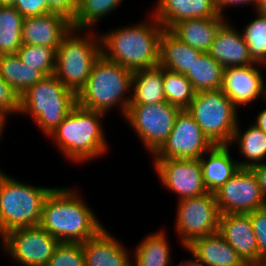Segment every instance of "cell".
I'll use <instances>...</instances> for the list:
<instances>
[{
  "label": "cell",
  "mask_w": 266,
  "mask_h": 266,
  "mask_svg": "<svg viewBox=\"0 0 266 266\" xmlns=\"http://www.w3.org/2000/svg\"><path fill=\"white\" fill-rule=\"evenodd\" d=\"M73 190L53 188L43 203L40 226L60 242L82 243L105 226Z\"/></svg>",
  "instance_id": "cell-1"
},
{
  "label": "cell",
  "mask_w": 266,
  "mask_h": 266,
  "mask_svg": "<svg viewBox=\"0 0 266 266\" xmlns=\"http://www.w3.org/2000/svg\"><path fill=\"white\" fill-rule=\"evenodd\" d=\"M151 15L152 19L149 17V21L113 29L100 35L101 54L132 72L158 66L160 38L164 27L152 13Z\"/></svg>",
  "instance_id": "cell-2"
},
{
  "label": "cell",
  "mask_w": 266,
  "mask_h": 266,
  "mask_svg": "<svg viewBox=\"0 0 266 266\" xmlns=\"http://www.w3.org/2000/svg\"><path fill=\"white\" fill-rule=\"evenodd\" d=\"M104 114L76 104L48 138L71 162L85 163L101 157L108 149L101 125Z\"/></svg>",
  "instance_id": "cell-3"
},
{
  "label": "cell",
  "mask_w": 266,
  "mask_h": 266,
  "mask_svg": "<svg viewBox=\"0 0 266 266\" xmlns=\"http://www.w3.org/2000/svg\"><path fill=\"white\" fill-rule=\"evenodd\" d=\"M132 77V71L101 54L93 64L86 85L76 95L77 104L105 114L120 106L121 114L125 117L132 98V91L129 90L132 89ZM126 93L129 95L126 96Z\"/></svg>",
  "instance_id": "cell-4"
},
{
  "label": "cell",
  "mask_w": 266,
  "mask_h": 266,
  "mask_svg": "<svg viewBox=\"0 0 266 266\" xmlns=\"http://www.w3.org/2000/svg\"><path fill=\"white\" fill-rule=\"evenodd\" d=\"M76 104V94L52 74L44 76L20 96L19 113L29 114L48 137Z\"/></svg>",
  "instance_id": "cell-5"
},
{
  "label": "cell",
  "mask_w": 266,
  "mask_h": 266,
  "mask_svg": "<svg viewBox=\"0 0 266 266\" xmlns=\"http://www.w3.org/2000/svg\"><path fill=\"white\" fill-rule=\"evenodd\" d=\"M53 188L32 186L0 174V237L17 228L38 226L45 198Z\"/></svg>",
  "instance_id": "cell-6"
},
{
  "label": "cell",
  "mask_w": 266,
  "mask_h": 266,
  "mask_svg": "<svg viewBox=\"0 0 266 266\" xmlns=\"http://www.w3.org/2000/svg\"><path fill=\"white\" fill-rule=\"evenodd\" d=\"M71 29L56 51L54 75L76 95L86 85L94 62L101 55L100 36L88 30L84 37Z\"/></svg>",
  "instance_id": "cell-7"
},
{
  "label": "cell",
  "mask_w": 266,
  "mask_h": 266,
  "mask_svg": "<svg viewBox=\"0 0 266 266\" xmlns=\"http://www.w3.org/2000/svg\"><path fill=\"white\" fill-rule=\"evenodd\" d=\"M238 108L221 89L197 92L186 109L213 145H230Z\"/></svg>",
  "instance_id": "cell-8"
},
{
  "label": "cell",
  "mask_w": 266,
  "mask_h": 266,
  "mask_svg": "<svg viewBox=\"0 0 266 266\" xmlns=\"http://www.w3.org/2000/svg\"><path fill=\"white\" fill-rule=\"evenodd\" d=\"M180 108L166 102L129 104L125 119L147 151L154 154L167 140Z\"/></svg>",
  "instance_id": "cell-9"
},
{
  "label": "cell",
  "mask_w": 266,
  "mask_h": 266,
  "mask_svg": "<svg viewBox=\"0 0 266 266\" xmlns=\"http://www.w3.org/2000/svg\"><path fill=\"white\" fill-rule=\"evenodd\" d=\"M177 205L175 228L184 248L195 238L218 232L221 213L214 193L184 198Z\"/></svg>",
  "instance_id": "cell-10"
},
{
  "label": "cell",
  "mask_w": 266,
  "mask_h": 266,
  "mask_svg": "<svg viewBox=\"0 0 266 266\" xmlns=\"http://www.w3.org/2000/svg\"><path fill=\"white\" fill-rule=\"evenodd\" d=\"M3 250L21 266H45L60 241L40 225L17 228L0 238Z\"/></svg>",
  "instance_id": "cell-11"
},
{
  "label": "cell",
  "mask_w": 266,
  "mask_h": 266,
  "mask_svg": "<svg viewBox=\"0 0 266 266\" xmlns=\"http://www.w3.org/2000/svg\"><path fill=\"white\" fill-rule=\"evenodd\" d=\"M213 146L192 115L183 109L178 113L167 140L152 157L153 160L199 159Z\"/></svg>",
  "instance_id": "cell-12"
},
{
  "label": "cell",
  "mask_w": 266,
  "mask_h": 266,
  "mask_svg": "<svg viewBox=\"0 0 266 266\" xmlns=\"http://www.w3.org/2000/svg\"><path fill=\"white\" fill-rule=\"evenodd\" d=\"M214 195L221 214H248L266 207L257 177L251 168H239Z\"/></svg>",
  "instance_id": "cell-13"
},
{
  "label": "cell",
  "mask_w": 266,
  "mask_h": 266,
  "mask_svg": "<svg viewBox=\"0 0 266 266\" xmlns=\"http://www.w3.org/2000/svg\"><path fill=\"white\" fill-rule=\"evenodd\" d=\"M154 169L165 189L176 193L178 200L207 193L199 159L154 160Z\"/></svg>",
  "instance_id": "cell-14"
},
{
  "label": "cell",
  "mask_w": 266,
  "mask_h": 266,
  "mask_svg": "<svg viewBox=\"0 0 266 266\" xmlns=\"http://www.w3.org/2000/svg\"><path fill=\"white\" fill-rule=\"evenodd\" d=\"M262 65L257 63L224 68L221 90L237 108L240 105L247 106L258 97L266 101V83L260 72Z\"/></svg>",
  "instance_id": "cell-15"
},
{
  "label": "cell",
  "mask_w": 266,
  "mask_h": 266,
  "mask_svg": "<svg viewBox=\"0 0 266 266\" xmlns=\"http://www.w3.org/2000/svg\"><path fill=\"white\" fill-rule=\"evenodd\" d=\"M71 29V20L59 13L24 17L22 44L47 46L57 51L62 39Z\"/></svg>",
  "instance_id": "cell-16"
},
{
  "label": "cell",
  "mask_w": 266,
  "mask_h": 266,
  "mask_svg": "<svg viewBox=\"0 0 266 266\" xmlns=\"http://www.w3.org/2000/svg\"><path fill=\"white\" fill-rule=\"evenodd\" d=\"M218 233L246 263L259 262L258 242L249 214H221Z\"/></svg>",
  "instance_id": "cell-17"
},
{
  "label": "cell",
  "mask_w": 266,
  "mask_h": 266,
  "mask_svg": "<svg viewBox=\"0 0 266 266\" xmlns=\"http://www.w3.org/2000/svg\"><path fill=\"white\" fill-rule=\"evenodd\" d=\"M152 14L165 30L184 19L226 18L219 14L215 0H158Z\"/></svg>",
  "instance_id": "cell-18"
},
{
  "label": "cell",
  "mask_w": 266,
  "mask_h": 266,
  "mask_svg": "<svg viewBox=\"0 0 266 266\" xmlns=\"http://www.w3.org/2000/svg\"><path fill=\"white\" fill-rule=\"evenodd\" d=\"M207 53L224 68L257 64L250 57L242 33L227 21L218 29Z\"/></svg>",
  "instance_id": "cell-19"
},
{
  "label": "cell",
  "mask_w": 266,
  "mask_h": 266,
  "mask_svg": "<svg viewBox=\"0 0 266 266\" xmlns=\"http://www.w3.org/2000/svg\"><path fill=\"white\" fill-rule=\"evenodd\" d=\"M122 244L104 227L95 237L82 242L85 266H131L130 253Z\"/></svg>",
  "instance_id": "cell-20"
},
{
  "label": "cell",
  "mask_w": 266,
  "mask_h": 266,
  "mask_svg": "<svg viewBox=\"0 0 266 266\" xmlns=\"http://www.w3.org/2000/svg\"><path fill=\"white\" fill-rule=\"evenodd\" d=\"M204 266H246L236 250L217 232L195 238L185 247Z\"/></svg>",
  "instance_id": "cell-21"
},
{
  "label": "cell",
  "mask_w": 266,
  "mask_h": 266,
  "mask_svg": "<svg viewBox=\"0 0 266 266\" xmlns=\"http://www.w3.org/2000/svg\"><path fill=\"white\" fill-rule=\"evenodd\" d=\"M229 146L231 145H214L199 158L204 184L208 192L217 191L240 168L238 162L231 158Z\"/></svg>",
  "instance_id": "cell-22"
},
{
  "label": "cell",
  "mask_w": 266,
  "mask_h": 266,
  "mask_svg": "<svg viewBox=\"0 0 266 266\" xmlns=\"http://www.w3.org/2000/svg\"><path fill=\"white\" fill-rule=\"evenodd\" d=\"M226 18L184 19L174 24L169 31L192 48L208 52L218 29Z\"/></svg>",
  "instance_id": "cell-23"
},
{
  "label": "cell",
  "mask_w": 266,
  "mask_h": 266,
  "mask_svg": "<svg viewBox=\"0 0 266 266\" xmlns=\"http://www.w3.org/2000/svg\"><path fill=\"white\" fill-rule=\"evenodd\" d=\"M202 53L180 41L169 30L164 29L161 34L159 65L165 69L186 75Z\"/></svg>",
  "instance_id": "cell-24"
},
{
  "label": "cell",
  "mask_w": 266,
  "mask_h": 266,
  "mask_svg": "<svg viewBox=\"0 0 266 266\" xmlns=\"http://www.w3.org/2000/svg\"><path fill=\"white\" fill-rule=\"evenodd\" d=\"M130 104H156L166 102L163 88V67L141 69L133 72Z\"/></svg>",
  "instance_id": "cell-25"
},
{
  "label": "cell",
  "mask_w": 266,
  "mask_h": 266,
  "mask_svg": "<svg viewBox=\"0 0 266 266\" xmlns=\"http://www.w3.org/2000/svg\"><path fill=\"white\" fill-rule=\"evenodd\" d=\"M239 121L230 144H238V152L246 159L242 162L237 161L240 168H251L266 159V134L254 124L245 132L241 131Z\"/></svg>",
  "instance_id": "cell-26"
},
{
  "label": "cell",
  "mask_w": 266,
  "mask_h": 266,
  "mask_svg": "<svg viewBox=\"0 0 266 266\" xmlns=\"http://www.w3.org/2000/svg\"><path fill=\"white\" fill-rule=\"evenodd\" d=\"M0 76L21 96L44 75L22 63L17 53L0 55Z\"/></svg>",
  "instance_id": "cell-27"
},
{
  "label": "cell",
  "mask_w": 266,
  "mask_h": 266,
  "mask_svg": "<svg viewBox=\"0 0 266 266\" xmlns=\"http://www.w3.org/2000/svg\"><path fill=\"white\" fill-rule=\"evenodd\" d=\"M165 234L161 229L142 239L132 254L135 264L131 266H169L171 248Z\"/></svg>",
  "instance_id": "cell-28"
},
{
  "label": "cell",
  "mask_w": 266,
  "mask_h": 266,
  "mask_svg": "<svg viewBox=\"0 0 266 266\" xmlns=\"http://www.w3.org/2000/svg\"><path fill=\"white\" fill-rule=\"evenodd\" d=\"M224 67L204 52L186 74L196 92L221 89Z\"/></svg>",
  "instance_id": "cell-29"
},
{
  "label": "cell",
  "mask_w": 266,
  "mask_h": 266,
  "mask_svg": "<svg viewBox=\"0 0 266 266\" xmlns=\"http://www.w3.org/2000/svg\"><path fill=\"white\" fill-rule=\"evenodd\" d=\"M23 20L14 6H0V55L15 54L22 46Z\"/></svg>",
  "instance_id": "cell-30"
},
{
  "label": "cell",
  "mask_w": 266,
  "mask_h": 266,
  "mask_svg": "<svg viewBox=\"0 0 266 266\" xmlns=\"http://www.w3.org/2000/svg\"><path fill=\"white\" fill-rule=\"evenodd\" d=\"M123 0H77V11L71 21L73 29L89 30L107 14L117 9Z\"/></svg>",
  "instance_id": "cell-31"
},
{
  "label": "cell",
  "mask_w": 266,
  "mask_h": 266,
  "mask_svg": "<svg viewBox=\"0 0 266 266\" xmlns=\"http://www.w3.org/2000/svg\"><path fill=\"white\" fill-rule=\"evenodd\" d=\"M163 88L166 101L181 110L187 109L196 95L186 75L163 68Z\"/></svg>",
  "instance_id": "cell-32"
},
{
  "label": "cell",
  "mask_w": 266,
  "mask_h": 266,
  "mask_svg": "<svg viewBox=\"0 0 266 266\" xmlns=\"http://www.w3.org/2000/svg\"><path fill=\"white\" fill-rule=\"evenodd\" d=\"M255 19L244 26L243 32L241 31L244 41L246 42L249 50L250 57L255 63L263 64L266 66V16L261 15L255 11ZM265 65V66H264Z\"/></svg>",
  "instance_id": "cell-33"
},
{
  "label": "cell",
  "mask_w": 266,
  "mask_h": 266,
  "mask_svg": "<svg viewBox=\"0 0 266 266\" xmlns=\"http://www.w3.org/2000/svg\"><path fill=\"white\" fill-rule=\"evenodd\" d=\"M16 53L22 63L40 71L44 76L54 74L56 65L54 48L22 44Z\"/></svg>",
  "instance_id": "cell-34"
},
{
  "label": "cell",
  "mask_w": 266,
  "mask_h": 266,
  "mask_svg": "<svg viewBox=\"0 0 266 266\" xmlns=\"http://www.w3.org/2000/svg\"><path fill=\"white\" fill-rule=\"evenodd\" d=\"M45 266H85L82 243L60 242Z\"/></svg>",
  "instance_id": "cell-35"
},
{
  "label": "cell",
  "mask_w": 266,
  "mask_h": 266,
  "mask_svg": "<svg viewBox=\"0 0 266 266\" xmlns=\"http://www.w3.org/2000/svg\"><path fill=\"white\" fill-rule=\"evenodd\" d=\"M20 95L0 76V118L19 114Z\"/></svg>",
  "instance_id": "cell-36"
},
{
  "label": "cell",
  "mask_w": 266,
  "mask_h": 266,
  "mask_svg": "<svg viewBox=\"0 0 266 266\" xmlns=\"http://www.w3.org/2000/svg\"><path fill=\"white\" fill-rule=\"evenodd\" d=\"M248 214L258 242L259 262H266V207Z\"/></svg>",
  "instance_id": "cell-37"
},
{
  "label": "cell",
  "mask_w": 266,
  "mask_h": 266,
  "mask_svg": "<svg viewBox=\"0 0 266 266\" xmlns=\"http://www.w3.org/2000/svg\"><path fill=\"white\" fill-rule=\"evenodd\" d=\"M13 6L23 17L42 16L49 13L47 0H16Z\"/></svg>",
  "instance_id": "cell-38"
},
{
  "label": "cell",
  "mask_w": 266,
  "mask_h": 266,
  "mask_svg": "<svg viewBox=\"0 0 266 266\" xmlns=\"http://www.w3.org/2000/svg\"><path fill=\"white\" fill-rule=\"evenodd\" d=\"M49 13H59L73 20L77 11V0H47Z\"/></svg>",
  "instance_id": "cell-39"
},
{
  "label": "cell",
  "mask_w": 266,
  "mask_h": 266,
  "mask_svg": "<svg viewBox=\"0 0 266 266\" xmlns=\"http://www.w3.org/2000/svg\"><path fill=\"white\" fill-rule=\"evenodd\" d=\"M257 177L263 198L266 201V162L251 167Z\"/></svg>",
  "instance_id": "cell-40"
},
{
  "label": "cell",
  "mask_w": 266,
  "mask_h": 266,
  "mask_svg": "<svg viewBox=\"0 0 266 266\" xmlns=\"http://www.w3.org/2000/svg\"><path fill=\"white\" fill-rule=\"evenodd\" d=\"M215 2H216V6H217V9H218V12H219V14L220 15H222V16H226L225 14H224V10H225V8L227 7H231V6H237V5H248V4H250V5H254V8H255V0H215Z\"/></svg>",
  "instance_id": "cell-41"
},
{
  "label": "cell",
  "mask_w": 266,
  "mask_h": 266,
  "mask_svg": "<svg viewBox=\"0 0 266 266\" xmlns=\"http://www.w3.org/2000/svg\"><path fill=\"white\" fill-rule=\"evenodd\" d=\"M260 130L266 134V109L258 112L256 122L254 123Z\"/></svg>",
  "instance_id": "cell-42"
},
{
  "label": "cell",
  "mask_w": 266,
  "mask_h": 266,
  "mask_svg": "<svg viewBox=\"0 0 266 266\" xmlns=\"http://www.w3.org/2000/svg\"><path fill=\"white\" fill-rule=\"evenodd\" d=\"M194 259L189 258L187 261H182L178 266H204L200 261H198L195 257Z\"/></svg>",
  "instance_id": "cell-43"
},
{
  "label": "cell",
  "mask_w": 266,
  "mask_h": 266,
  "mask_svg": "<svg viewBox=\"0 0 266 266\" xmlns=\"http://www.w3.org/2000/svg\"><path fill=\"white\" fill-rule=\"evenodd\" d=\"M256 11L259 12L261 15L266 16V0H264L257 6Z\"/></svg>",
  "instance_id": "cell-44"
},
{
  "label": "cell",
  "mask_w": 266,
  "mask_h": 266,
  "mask_svg": "<svg viewBox=\"0 0 266 266\" xmlns=\"http://www.w3.org/2000/svg\"><path fill=\"white\" fill-rule=\"evenodd\" d=\"M16 0H0V6H13Z\"/></svg>",
  "instance_id": "cell-45"
},
{
  "label": "cell",
  "mask_w": 266,
  "mask_h": 266,
  "mask_svg": "<svg viewBox=\"0 0 266 266\" xmlns=\"http://www.w3.org/2000/svg\"><path fill=\"white\" fill-rule=\"evenodd\" d=\"M5 122H6V119H4V118H0V138L2 137V132H4V126L6 125L5 124ZM1 140V139H0ZM3 171H1L0 170V174L2 173Z\"/></svg>",
  "instance_id": "cell-46"
},
{
  "label": "cell",
  "mask_w": 266,
  "mask_h": 266,
  "mask_svg": "<svg viewBox=\"0 0 266 266\" xmlns=\"http://www.w3.org/2000/svg\"><path fill=\"white\" fill-rule=\"evenodd\" d=\"M246 266H266V262H251L247 263Z\"/></svg>",
  "instance_id": "cell-47"
},
{
  "label": "cell",
  "mask_w": 266,
  "mask_h": 266,
  "mask_svg": "<svg viewBox=\"0 0 266 266\" xmlns=\"http://www.w3.org/2000/svg\"><path fill=\"white\" fill-rule=\"evenodd\" d=\"M264 0H255V8L257 9V6L262 3Z\"/></svg>",
  "instance_id": "cell-48"
}]
</instances>
